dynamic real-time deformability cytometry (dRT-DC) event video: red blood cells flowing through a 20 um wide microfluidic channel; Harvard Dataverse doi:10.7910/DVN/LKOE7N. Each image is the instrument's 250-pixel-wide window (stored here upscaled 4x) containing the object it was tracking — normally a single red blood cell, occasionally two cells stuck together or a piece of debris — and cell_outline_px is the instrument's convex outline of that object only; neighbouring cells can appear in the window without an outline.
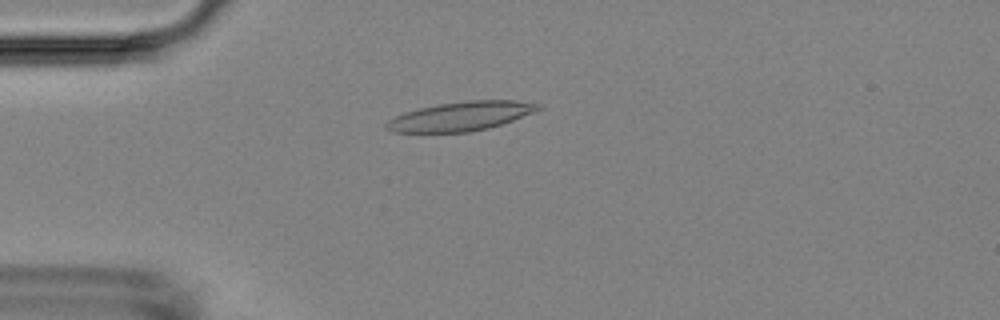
{"species": "Egyptian fruit bat (a non-hibernating species)", "species_latin": "Rousettus aegyptiacus", "temperature_condition": "room temperature", "stored_images_in_passage": 54, "camera_frame_rate_fps": 3000, "um_per_image_px": 0.085, "animal": {"sex": "female"}, "frame": {"image": 1, "passage_image": 14, "time_ms": 4.333, "image_size_px": [1000, 320], "cell_outline_px": [[544, 108], [512, 120], [488, 128], [468, 132], [392, 132], [384, 128], [384, 124], [388, 120], [404, 112], [420, 108], [440, 104], [468, 100], [516, 100], [540, 104]], "centroid_in_image_um": [39.15, 9.88], "position_along_channel_um": 45.8, "area_um2": 25.61}}
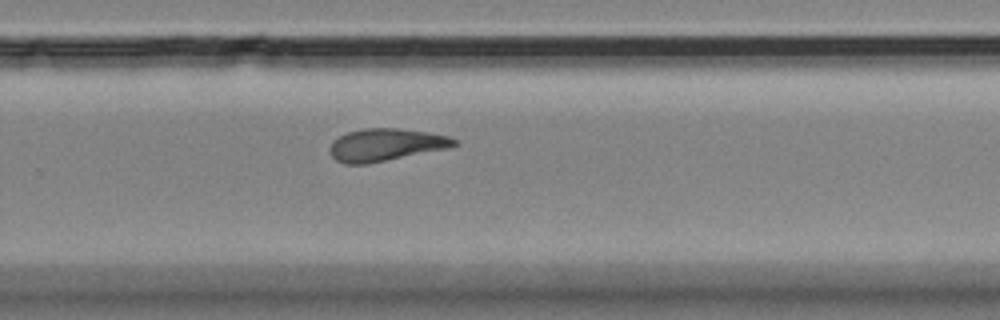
{"frame": {"image": 2, "passage_image": 36, "time_ms": 11.667, "image_size_px": [1000, 320], "cell_outline_px": [[460, 144], [452, 148], [368, 164], [344, 164], [336, 160], [328, 152], [328, 148], [332, 140], [344, 132], [364, 128], [396, 128], [428, 132], [448, 136], [460, 140]], "centroid_in_image_um": [32.8, 12.31], "position_along_channel_um": 297.0, "area_um2": 24.22}}
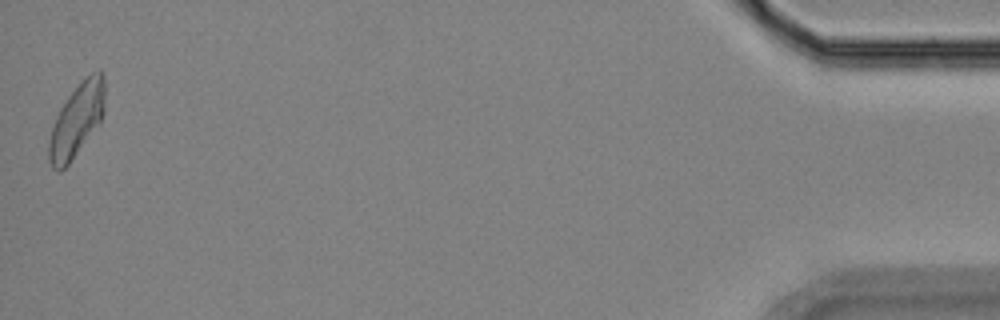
{"frame": {"image": 3, "passage_image": 54, "time_ms": 17.667, "image_size_px": [1000, 320], "cell_outline_px": [[104, 112], [100, 124], [68, 164], [60, 172], [56, 172], [52, 168], [48, 160], [48, 144], [52, 128], [56, 116], [60, 108], [68, 96], [92, 72], [100, 68], [104, 72]], "centroid_in_image_um": [6.53, 10.24], "position_along_channel_um": 428.7, "area_um2": 23.81}, "authors_computed_cell_mechanics": {"area_um2": 23.9292, "velocity_mm_per_s": 3.6597, "shape_relaxation_time_tau1_ms": 6.9952, "shape_relaxation_time_tau2_ms": 3.8556, "deformation_change_tau1": 0.224, "deformation_change_tau2": 0.132}}